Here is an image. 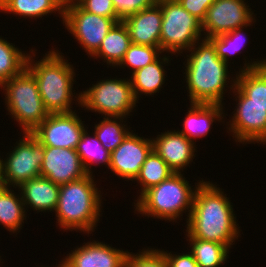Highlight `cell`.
<instances>
[{"label":"cell","instance_id":"1","mask_svg":"<svg viewBox=\"0 0 266 267\" xmlns=\"http://www.w3.org/2000/svg\"><path fill=\"white\" fill-rule=\"evenodd\" d=\"M226 196L217 185L202 179L185 231L193 238L222 243L230 249L241 234L233 205Z\"/></svg>","mask_w":266,"mask_h":267},{"label":"cell","instance_id":"2","mask_svg":"<svg viewBox=\"0 0 266 267\" xmlns=\"http://www.w3.org/2000/svg\"><path fill=\"white\" fill-rule=\"evenodd\" d=\"M186 52H191L186 54V64L183 63L190 103L223 105L225 87L231 90L235 87L236 79L233 78L236 77L230 80L228 75L229 64L218 57L215 45L208 38L202 37ZM229 80L231 85L228 86Z\"/></svg>","mask_w":266,"mask_h":267},{"label":"cell","instance_id":"3","mask_svg":"<svg viewBox=\"0 0 266 267\" xmlns=\"http://www.w3.org/2000/svg\"><path fill=\"white\" fill-rule=\"evenodd\" d=\"M30 50L26 68L37 81L45 109L49 114L72 113V101L75 98L81 105V92L73 93L75 70L73 65L64 58L59 50L53 49L45 53L41 60L34 61L36 53ZM33 56V57H32ZM75 97L73 98V96ZM78 97V98H77Z\"/></svg>","mask_w":266,"mask_h":267},{"label":"cell","instance_id":"4","mask_svg":"<svg viewBox=\"0 0 266 267\" xmlns=\"http://www.w3.org/2000/svg\"><path fill=\"white\" fill-rule=\"evenodd\" d=\"M96 184L94 176L88 174L79 180L60 185L54 211L60 229L83 231L88 235L95 231L102 215V196Z\"/></svg>","mask_w":266,"mask_h":267},{"label":"cell","instance_id":"5","mask_svg":"<svg viewBox=\"0 0 266 267\" xmlns=\"http://www.w3.org/2000/svg\"><path fill=\"white\" fill-rule=\"evenodd\" d=\"M201 182L200 180L194 183L195 188H192L193 186L183 176V173H174L159 185L146 190L135 200L137 202H134V211L145 217L147 215L148 218L151 216L169 222L178 220L183 216L182 213L188 212L186 215V221H188L195 191Z\"/></svg>","mask_w":266,"mask_h":267},{"label":"cell","instance_id":"6","mask_svg":"<svg viewBox=\"0 0 266 267\" xmlns=\"http://www.w3.org/2000/svg\"><path fill=\"white\" fill-rule=\"evenodd\" d=\"M0 88L5 92L8 114L19 123L23 133L33 132L49 115L37 81L27 68L4 82Z\"/></svg>","mask_w":266,"mask_h":267},{"label":"cell","instance_id":"7","mask_svg":"<svg viewBox=\"0 0 266 267\" xmlns=\"http://www.w3.org/2000/svg\"><path fill=\"white\" fill-rule=\"evenodd\" d=\"M162 11L160 49L171 55L188 51L202 39V22L177 0L158 3Z\"/></svg>","mask_w":266,"mask_h":267},{"label":"cell","instance_id":"8","mask_svg":"<svg viewBox=\"0 0 266 267\" xmlns=\"http://www.w3.org/2000/svg\"><path fill=\"white\" fill-rule=\"evenodd\" d=\"M136 103L139 102L134 97L129 78L101 79L81 92L80 106L105 117H126L127 120Z\"/></svg>","mask_w":266,"mask_h":267},{"label":"cell","instance_id":"9","mask_svg":"<svg viewBox=\"0 0 266 267\" xmlns=\"http://www.w3.org/2000/svg\"><path fill=\"white\" fill-rule=\"evenodd\" d=\"M10 153L3 160L6 187H20L23 183L41 176L44 145L31 133H23Z\"/></svg>","mask_w":266,"mask_h":267},{"label":"cell","instance_id":"10","mask_svg":"<svg viewBox=\"0 0 266 267\" xmlns=\"http://www.w3.org/2000/svg\"><path fill=\"white\" fill-rule=\"evenodd\" d=\"M62 22L90 57L98 51L102 40L117 23L113 18L85 11L77 2L64 5Z\"/></svg>","mask_w":266,"mask_h":267},{"label":"cell","instance_id":"11","mask_svg":"<svg viewBox=\"0 0 266 267\" xmlns=\"http://www.w3.org/2000/svg\"><path fill=\"white\" fill-rule=\"evenodd\" d=\"M251 10L245 0H214L202 21L204 38L209 39L237 28L250 27L256 22Z\"/></svg>","mask_w":266,"mask_h":267},{"label":"cell","instance_id":"12","mask_svg":"<svg viewBox=\"0 0 266 267\" xmlns=\"http://www.w3.org/2000/svg\"><path fill=\"white\" fill-rule=\"evenodd\" d=\"M49 114L31 134L44 146L76 149L87 126L77 112Z\"/></svg>","mask_w":266,"mask_h":267},{"label":"cell","instance_id":"13","mask_svg":"<svg viewBox=\"0 0 266 267\" xmlns=\"http://www.w3.org/2000/svg\"><path fill=\"white\" fill-rule=\"evenodd\" d=\"M231 92L237 103L232 119L227 122L232 137L237 143L266 145V107L245 103L233 90Z\"/></svg>","mask_w":266,"mask_h":267},{"label":"cell","instance_id":"14","mask_svg":"<svg viewBox=\"0 0 266 267\" xmlns=\"http://www.w3.org/2000/svg\"><path fill=\"white\" fill-rule=\"evenodd\" d=\"M152 149V138L140 137L132 130L111 152L109 169L119 178L126 179L125 181H134Z\"/></svg>","mask_w":266,"mask_h":267},{"label":"cell","instance_id":"15","mask_svg":"<svg viewBox=\"0 0 266 267\" xmlns=\"http://www.w3.org/2000/svg\"><path fill=\"white\" fill-rule=\"evenodd\" d=\"M87 175L76 149L44 146L41 176L61 185Z\"/></svg>","mask_w":266,"mask_h":267},{"label":"cell","instance_id":"16","mask_svg":"<svg viewBox=\"0 0 266 267\" xmlns=\"http://www.w3.org/2000/svg\"><path fill=\"white\" fill-rule=\"evenodd\" d=\"M128 253L93 240L71 250L62 261L68 267H125Z\"/></svg>","mask_w":266,"mask_h":267},{"label":"cell","instance_id":"17","mask_svg":"<svg viewBox=\"0 0 266 267\" xmlns=\"http://www.w3.org/2000/svg\"><path fill=\"white\" fill-rule=\"evenodd\" d=\"M154 151L175 173L183 172L193 161L197 152L196 142L189 140L178 130H168L152 138Z\"/></svg>","mask_w":266,"mask_h":267},{"label":"cell","instance_id":"18","mask_svg":"<svg viewBox=\"0 0 266 267\" xmlns=\"http://www.w3.org/2000/svg\"><path fill=\"white\" fill-rule=\"evenodd\" d=\"M235 77L233 91L245 103L266 107V59L246 61Z\"/></svg>","mask_w":266,"mask_h":267},{"label":"cell","instance_id":"19","mask_svg":"<svg viewBox=\"0 0 266 267\" xmlns=\"http://www.w3.org/2000/svg\"><path fill=\"white\" fill-rule=\"evenodd\" d=\"M123 22L128 29L131 43L160 47L162 11L158 3L141 10Z\"/></svg>","mask_w":266,"mask_h":267},{"label":"cell","instance_id":"20","mask_svg":"<svg viewBox=\"0 0 266 267\" xmlns=\"http://www.w3.org/2000/svg\"><path fill=\"white\" fill-rule=\"evenodd\" d=\"M18 189L27 211L28 206L35 212L55 211L59 198V184L39 176L26 181Z\"/></svg>","mask_w":266,"mask_h":267},{"label":"cell","instance_id":"21","mask_svg":"<svg viewBox=\"0 0 266 267\" xmlns=\"http://www.w3.org/2000/svg\"><path fill=\"white\" fill-rule=\"evenodd\" d=\"M188 109L183 119V129L178 131L193 142L207 136L215 120L220 122L226 117L220 104L190 103Z\"/></svg>","mask_w":266,"mask_h":267},{"label":"cell","instance_id":"22","mask_svg":"<svg viewBox=\"0 0 266 267\" xmlns=\"http://www.w3.org/2000/svg\"><path fill=\"white\" fill-rule=\"evenodd\" d=\"M169 58L170 56L165 54L162 57L159 56L154 62L131 74L130 81L137 101L140 100L139 97L142 94L152 96L154 93H159L167 76L163 67L166 63L169 64L168 62L171 61Z\"/></svg>","mask_w":266,"mask_h":267},{"label":"cell","instance_id":"23","mask_svg":"<svg viewBox=\"0 0 266 267\" xmlns=\"http://www.w3.org/2000/svg\"><path fill=\"white\" fill-rule=\"evenodd\" d=\"M0 11L25 19L42 18L58 11L63 20L64 4L62 0H0Z\"/></svg>","mask_w":266,"mask_h":267},{"label":"cell","instance_id":"24","mask_svg":"<svg viewBox=\"0 0 266 267\" xmlns=\"http://www.w3.org/2000/svg\"><path fill=\"white\" fill-rule=\"evenodd\" d=\"M131 44L128 29L124 22H117L102 40L94 59H104L103 62L112 67L117 66L123 59Z\"/></svg>","mask_w":266,"mask_h":267},{"label":"cell","instance_id":"25","mask_svg":"<svg viewBox=\"0 0 266 267\" xmlns=\"http://www.w3.org/2000/svg\"><path fill=\"white\" fill-rule=\"evenodd\" d=\"M15 193L10 187L0 188V225L13 234L20 232L27 217L21 193Z\"/></svg>","mask_w":266,"mask_h":267},{"label":"cell","instance_id":"26","mask_svg":"<svg viewBox=\"0 0 266 267\" xmlns=\"http://www.w3.org/2000/svg\"><path fill=\"white\" fill-rule=\"evenodd\" d=\"M186 235L189 241V251L198 267H219L228 259L229 248L222 243H217L213 241H205L198 238H193L187 231Z\"/></svg>","mask_w":266,"mask_h":267},{"label":"cell","instance_id":"27","mask_svg":"<svg viewBox=\"0 0 266 267\" xmlns=\"http://www.w3.org/2000/svg\"><path fill=\"white\" fill-rule=\"evenodd\" d=\"M175 172L169 165L154 151L146 157L145 162L142 164L141 169L135 181L140 184V195L137 199L149 188L159 185L162 181L168 179Z\"/></svg>","mask_w":266,"mask_h":267},{"label":"cell","instance_id":"28","mask_svg":"<svg viewBox=\"0 0 266 267\" xmlns=\"http://www.w3.org/2000/svg\"><path fill=\"white\" fill-rule=\"evenodd\" d=\"M87 131L88 130L85 129L82 133L81 139L76 147V152L86 172L92 175L93 171L91 165L93 166V163L95 165H100L102 163V165L108 166L107 168L109 169L111 153L104 148L95 133L92 137Z\"/></svg>","mask_w":266,"mask_h":267},{"label":"cell","instance_id":"29","mask_svg":"<svg viewBox=\"0 0 266 267\" xmlns=\"http://www.w3.org/2000/svg\"><path fill=\"white\" fill-rule=\"evenodd\" d=\"M0 37V86L27 66L28 53Z\"/></svg>","mask_w":266,"mask_h":267},{"label":"cell","instance_id":"30","mask_svg":"<svg viewBox=\"0 0 266 267\" xmlns=\"http://www.w3.org/2000/svg\"><path fill=\"white\" fill-rule=\"evenodd\" d=\"M103 117L99 124H95L93 133H95L104 148L111 153L127 137L130 133V128L127 126V123L123 124L124 118Z\"/></svg>","mask_w":266,"mask_h":267},{"label":"cell","instance_id":"31","mask_svg":"<svg viewBox=\"0 0 266 267\" xmlns=\"http://www.w3.org/2000/svg\"><path fill=\"white\" fill-rule=\"evenodd\" d=\"M162 53L160 47L131 43L123 59L116 67L125 68L127 66L130 67L129 70H132L131 73H134L136 70L154 62Z\"/></svg>","mask_w":266,"mask_h":267},{"label":"cell","instance_id":"32","mask_svg":"<svg viewBox=\"0 0 266 267\" xmlns=\"http://www.w3.org/2000/svg\"><path fill=\"white\" fill-rule=\"evenodd\" d=\"M243 28H237L231 32L209 38L215 45L218 57L227 64L230 63V56L241 51L247 43L245 42L247 38L245 37L246 33L243 32Z\"/></svg>","mask_w":266,"mask_h":267},{"label":"cell","instance_id":"33","mask_svg":"<svg viewBox=\"0 0 266 267\" xmlns=\"http://www.w3.org/2000/svg\"><path fill=\"white\" fill-rule=\"evenodd\" d=\"M142 251V252H141ZM138 253H128L125 267H168L164 253L160 249H142Z\"/></svg>","mask_w":266,"mask_h":267},{"label":"cell","instance_id":"34","mask_svg":"<svg viewBox=\"0 0 266 267\" xmlns=\"http://www.w3.org/2000/svg\"><path fill=\"white\" fill-rule=\"evenodd\" d=\"M112 2L116 17L121 22L155 3L153 0H112Z\"/></svg>","mask_w":266,"mask_h":267},{"label":"cell","instance_id":"35","mask_svg":"<svg viewBox=\"0 0 266 267\" xmlns=\"http://www.w3.org/2000/svg\"><path fill=\"white\" fill-rule=\"evenodd\" d=\"M77 3L85 10L93 14L113 18L120 22L115 14L112 0H78Z\"/></svg>","mask_w":266,"mask_h":267},{"label":"cell","instance_id":"36","mask_svg":"<svg viewBox=\"0 0 266 267\" xmlns=\"http://www.w3.org/2000/svg\"><path fill=\"white\" fill-rule=\"evenodd\" d=\"M181 6L201 22L205 19L208 8L214 0H177Z\"/></svg>","mask_w":266,"mask_h":267},{"label":"cell","instance_id":"37","mask_svg":"<svg viewBox=\"0 0 266 267\" xmlns=\"http://www.w3.org/2000/svg\"><path fill=\"white\" fill-rule=\"evenodd\" d=\"M164 253L168 267H198L193 255L188 251L181 254H172L167 250H161Z\"/></svg>","mask_w":266,"mask_h":267},{"label":"cell","instance_id":"38","mask_svg":"<svg viewBox=\"0 0 266 267\" xmlns=\"http://www.w3.org/2000/svg\"><path fill=\"white\" fill-rule=\"evenodd\" d=\"M6 187L4 180L3 159L0 157V188Z\"/></svg>","mask_w":266,"mask_h":267},{"label":"cell","instance_id":"39","mask_svg":"<svg viewBox=\"0 0 266 267\" xmlns=\"http://www.w3.org/2000/svg\"><path fill=\"white\" fill-rule=\"evenodd\" d=\"M64 5L76 3L78 0H62Z\"/></svg>","mask_w":266,"mask_h":267},{"label":"cell","instance_id":"40","mask_svg":"<svg viewBox=\"0 0 266 267\" xmlns=\"http://www.w3.org/2000/svg\"><path fill=\"white\" fill-rule=\"evenodd\" d=\"M42 267H44V266H42ZM57 267H68V266L61 260V262H59V264L57 265Z\"/></svg>","mask_w":266,"mask_h":267},{"label":"cell","instance_id":"41","mask_svg":"<svg viewBox=\"0 0 266 267\" xmlns=\"http://www.w3.org/2000/svg\"><path fill=\"white\" fill-rule=\"evenodd\" d=\"M155 3H159V2H162V1H171V0H153Z\"/></svg>","mask_w":266,"mask_h":267}]
</instances>
